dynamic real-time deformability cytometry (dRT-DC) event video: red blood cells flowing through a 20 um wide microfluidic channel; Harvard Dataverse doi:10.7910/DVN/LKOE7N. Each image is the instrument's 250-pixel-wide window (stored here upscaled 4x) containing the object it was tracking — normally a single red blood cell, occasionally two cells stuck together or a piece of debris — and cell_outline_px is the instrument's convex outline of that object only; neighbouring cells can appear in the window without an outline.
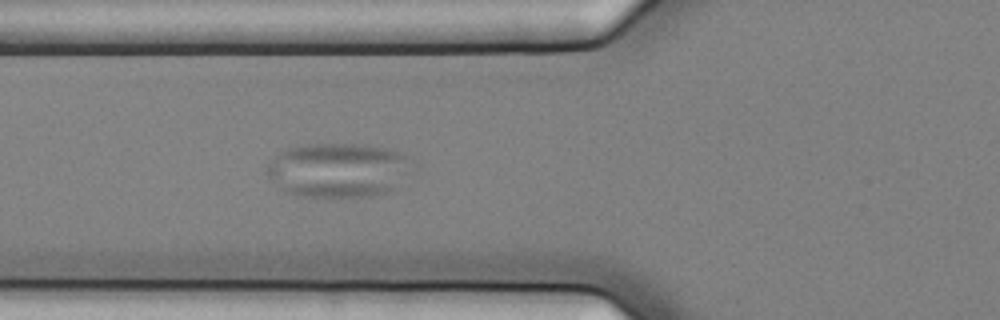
{"species": "common noctule bat (a hibernating species)", "species_latin": "Nyctalus noctula", "temperature_condition": "cold", "stored_images_in_passage": 47, "camera_frame_rate_fps": 3000, "um_per_image_px": 0.085, "animal": {"sex": "female", "body_mass_g": 25.1}, "frame": {"image": 1, "passage_image": 12, "time_ms": 3.667, "image_size_px": [1000, 320], "cell_outline_px": [[412, 160], [408, 172], [396, 188], [388, 192], [368, 196], [296, 196], [276, 188], [264, 172], [268, 164], [280, 152], [296, 144], [364, 144], [384, 148], [400, 152]], "centroid_in_image_um": [28.69, 14.45], "position_along_channel_um": 97.1, "area_um2": 46.36}}
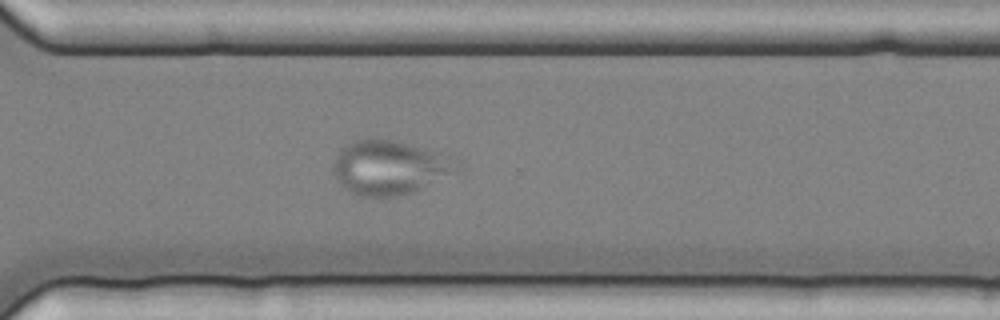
{"frame": {"image": 2, "passage_image": 32, "time_ms": 10.333, "image_size_px": [1000, 320], "cell_outline_px": [[464, 172], [412, 192], [396, 196], [364, 196], [352, 192], [344, 188], [336, 180], [332, 168], [336, 156], [340, 148], [352, 140], [392, 140], [408, 144], [460, 160], [464, 164]], "centroid_in_image_um": [33.21, 14.26], "position_along_channel_um": 337.4, "area_um2": 39.36}}
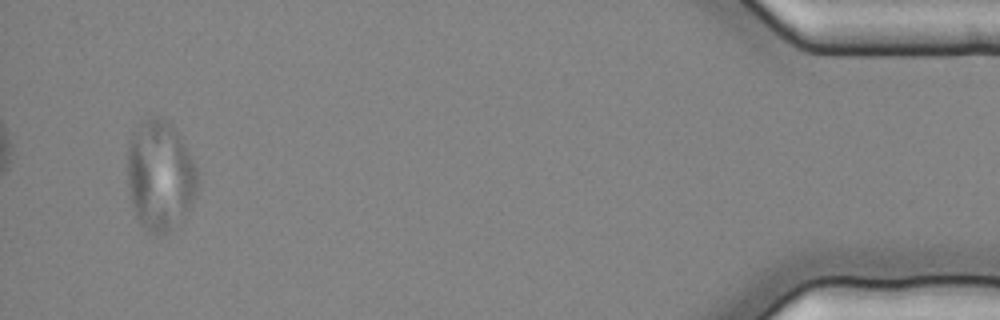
{"frame": {"image": 3, "passage_image": 45, "time_ms": 14.667, "image_size_px": [1000, 320], "cell_outline_px": [[200, 180], [196, 196], [188, 208], [160, 236], [156, 236], [148, 232], [140, 224], [132, 208], [128, 192], [128, 144], [132, 132], [140, 120], [152, 116], [160, 116], [168, 120], [172, 124], [180, 136], [192, 156]], "centroid_in_image_um": [13.58, 14.84], "position_along_channel_um": 421.6, "area_um2": 45.37}}